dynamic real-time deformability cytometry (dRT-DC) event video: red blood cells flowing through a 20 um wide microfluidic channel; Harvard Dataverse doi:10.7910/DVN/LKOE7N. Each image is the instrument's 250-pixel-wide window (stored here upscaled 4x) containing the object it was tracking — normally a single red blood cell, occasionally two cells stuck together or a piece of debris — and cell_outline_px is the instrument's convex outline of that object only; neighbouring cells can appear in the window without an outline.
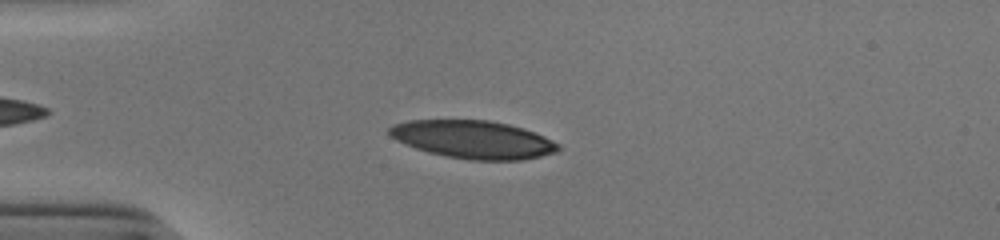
{"species": "human", "species_latin": "Homo sapiens", "temperature_condition": "cold", "stored_images_in_passage": 44, "camera_frame_rate_fps": 3000, "um_per_image_px": 0.085, "donor": {"sex": "male"}, "frame": {"image": 1, "passage_image": 6, "time_ms": 1.667, "image_size_px": [1000, 240], "cell_outline_px": [[560, 148], [556, 152], [540, 156], [520, 160], [472, 160], [448, 156], [428, 152], [404, 144], [396, 140], [388, 132], [388, 128], [392, 124], [408, 120], [488, 120], [508, 124], [524, 128], [544, 136], [560, 144]], "centroid_in_image_um": [40.21, 11.85], "position_along_channel_um": 44.8, "area_um2": 37.28}}
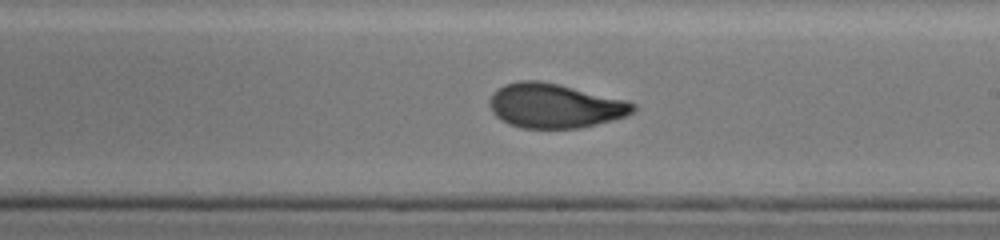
{"frame": {"image": 2, "passage_image": 23, "time_ms": 7.333, "image_size_px": [1000, 240], "cell_outline_px": [[636, 108], [632, 112], [624, 116], [596, 124], [576, 128], [520, 128], [508, 124], [500, 120], [492, 112], [488, 104], [488, 100], [492, 92], [496, 88], [504, 84], [520, 80], [536, 80], [556, 84], [628, 100], [636, 104]], "centroid_in_image_um": [47.08, 8.99], "position_along_channel_um": 241.9, "area_um2": 37.17}}
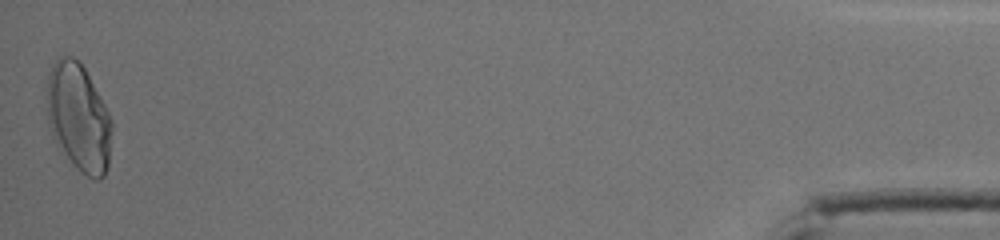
{"frame": {"image": 3, "passage_image": 44, "time_ms": 14.333, "image_size_px": [1000, 240], "cell_outline_px": [[112, 128], [108, 164], [104, 176], [100, 180], [96, 180], [80, 172], [56, 148], [48, 124], [48, 76], [52, 64], [60, 56], [72, 56], [80, 60], [104, 104], [112, 120]], "centroid_in_image_um": [6.67, 10.01], "position_along_channel_um": 428.5, "area_um2": 41.04}, "authors_computed_cell_mechanics": {"area_um2": 36.703, "velocity_mm_per_s": 3.9211, "shape_relaxation_time_tau1_ms": null, "shape_relaxation_time_tau2_ms": 1.1346, "deformation_change_tau1": null, "deformation_change_tau2": 0.0653}}